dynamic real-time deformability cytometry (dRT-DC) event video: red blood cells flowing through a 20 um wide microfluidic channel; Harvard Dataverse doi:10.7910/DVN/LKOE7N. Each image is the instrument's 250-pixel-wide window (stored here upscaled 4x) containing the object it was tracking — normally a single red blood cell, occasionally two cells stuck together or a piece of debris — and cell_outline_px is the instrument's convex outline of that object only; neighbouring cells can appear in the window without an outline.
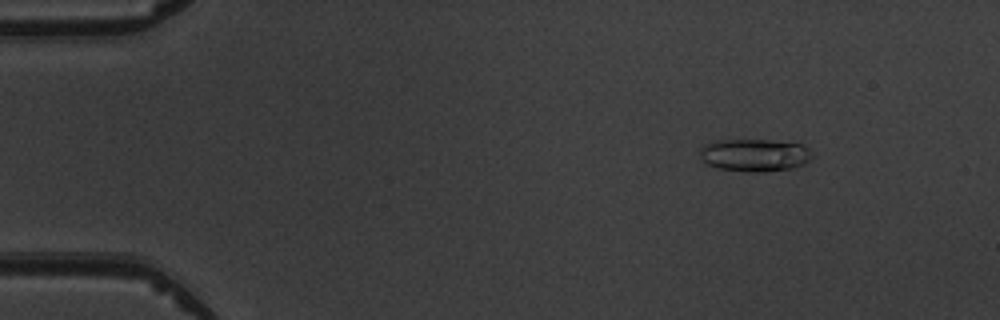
{"species": "common noctule bat (a hibernating species)", "species_latin": "Nyctalus noctula", "temperature_condition": "warm", "stored_images_in_passage": 5, "camera_frame_rate_fps": 3000, "um_per_image_px": 0.085, "animal": {"sex": "male", "body_mass_g": 19.5, "forearm_length_mm": 54.6}, "frame": {"image": 1, "passage_image": 3, "time_ms": 2.0, "image_size_px": [1000, 320], "cell_outline_px": [[812, 156], [804, 164], [792, 168], [764, 172], [748, 172], [720, 168], [708, 164], [700, 160], [700, 148], [704, 144], [712, 140], [764, 140], [804, 144], [812, 152]], "centroid_in_image_um": [64.12, 13.18], "position_along_channel_um": 20.9, "area_um2": 21.44}}